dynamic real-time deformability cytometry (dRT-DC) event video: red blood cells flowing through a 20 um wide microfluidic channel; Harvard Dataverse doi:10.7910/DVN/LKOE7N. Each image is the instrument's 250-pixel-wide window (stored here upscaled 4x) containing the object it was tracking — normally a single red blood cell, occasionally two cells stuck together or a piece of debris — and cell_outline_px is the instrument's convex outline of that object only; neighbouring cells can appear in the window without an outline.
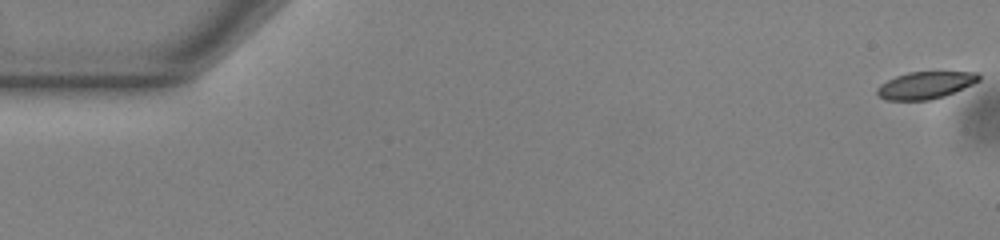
{"species": "common noctule bat (a hibernating species)", "species_latin": "Nyctalus noctula", "temperature_condition": "warm", "stored_images_in_passage": 54, "camera_frame_rate_fps": 3000, "um_per_image_px": 0.085, "animal": {"sex": "male", "body_mass_g": 13.0, "forearm_length_mm": 53.1}, "frame": {"image": 1, "passage_image": 1, "time_ms": 0.0, "image_size_px": [1000, 240], "cell_outline_px": [[980, 80], [972, 84], [944, 96], [932, 100], [884, 100], [876, 92], [876, 88], [880, 84], [896, 76], [908, 72], [976, 72], [980, 76]], "centroid_in_image_um": [78.63, 7.24], "position_along_channel_um": 6.4, "area_um2": 16.01}}
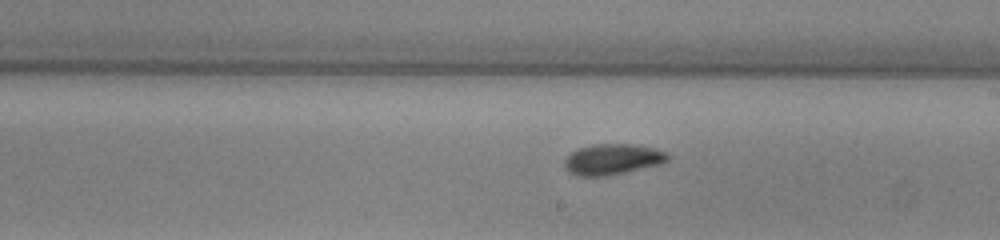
{"frame": {"image": 2, "passage_image": 31, "time_ms": 10.0, "image_size_px": [1000, 240], "cell_outline_px": [[668, 160], [660, 164], [608, 176], [576, 176], [568, 172], [564, 168], [564, 160], [576, 148], [596, 144], [632, 144], [656, 148], [668, 152]], "centroid_in_image_um": [52.04, 13.54], "position_along_channel_um": 237.0, "area_um2": 18.67}}
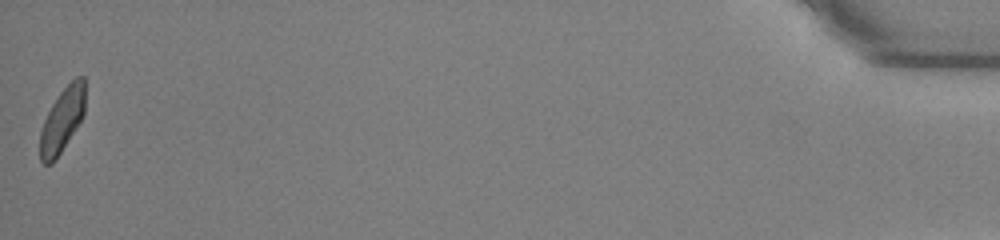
{"frame": {"image": 3, "passage_image": 54, "time_ms": 17.667, "image_size_px": [1000, 240], "cell_outline_px": [[84, 112], [80, 120], [56, 160], [52, 164], [44, 164], [40, 160], [40, 132], [44, 120], [52, 104], [60, 92], [76, 76], [84, 76]], "centroid_in_image_um": [5.26, 10.22], "position_along_channel_um": 429.9, "area_um2": 16.59}, "authors_computed_cell_mechanics": {"area_um2": 17.7446, "velocity_mm_per_s": 3.8422, "shape_relaxation_time_tau1_ms": 3.3136, "shape_relaxation_time_tau2_ms": 3.1268, "deformation_change_tau1": 0.1293, "deformation_change_tau2": 0.0866}}